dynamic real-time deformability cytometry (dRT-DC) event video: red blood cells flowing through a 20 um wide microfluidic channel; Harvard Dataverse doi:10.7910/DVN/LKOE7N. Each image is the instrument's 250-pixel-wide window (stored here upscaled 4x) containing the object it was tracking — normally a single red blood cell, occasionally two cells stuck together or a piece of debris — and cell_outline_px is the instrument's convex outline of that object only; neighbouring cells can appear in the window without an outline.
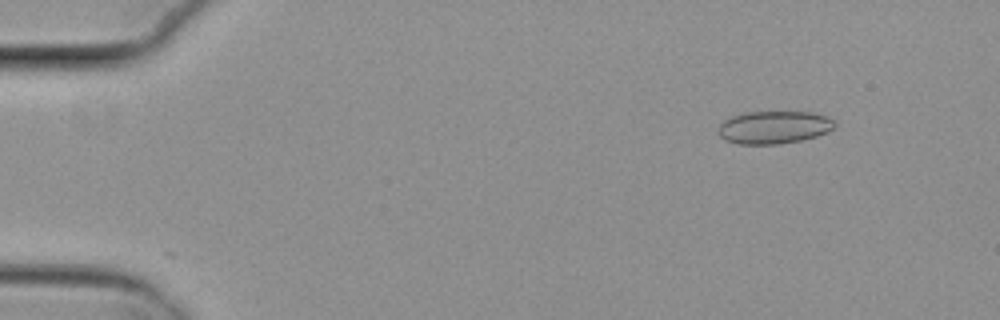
{"species": "common noctule bat (a hibernating species)", "species_latin": "Nyctalus noctula", "temperature_condition": "cold", "stored_images_in_passage": 55, "camera_frame_rate_fps": 3000, "um_per_image_px": 0.085, "animal": {"sex": "female", "body_mass_g": 29.2, "forearm_length_mm": 56.3}, "frame": {"image": 1, "passage_image": 7, "time_ms": 2.0, "image_size_px": [1000, 320], "cell_outline_px": [[836, 128], [828, 132], [816, 136], [800, 140], [780, 144], [740, 144], [724, 140], [716, 132], [716, 128], [724, 120], [732, 116], [744, 112], [812, 112], [828, 116], [836, 120]], "centroid_in_image_um": [65.79, 10.82], "position_along_channel_um": 19.2, "area_um2": 22.6}}
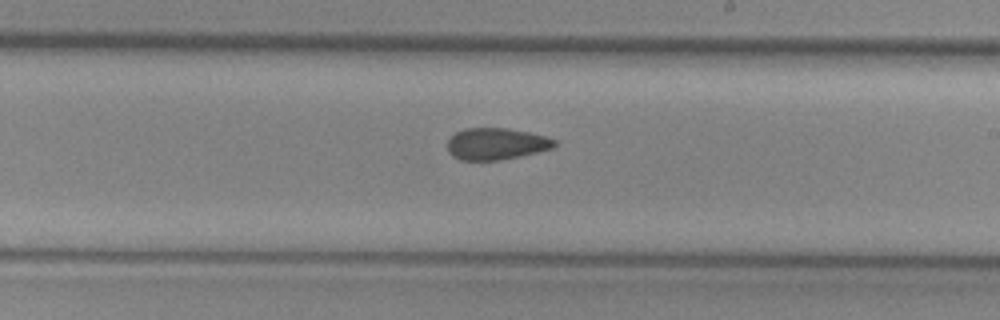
{"frame": {"image": 2, "passage_image": 33, "time_ms": 10.667, "image_size_px": [1000, 320], "cell_outline_px": [[556, 144], [552, 148], [520, 156], [500, 160], [460, 160], [452, 156], [448, 152], [448, 140], [456, 132], [464, 128], [508, 128], [528, 132], [544, 136], [556, 140]], "centroid_in_image_um": [42.15, 12.22], "position_along_channel_um": 246.9, "area_um2": 19.71}}
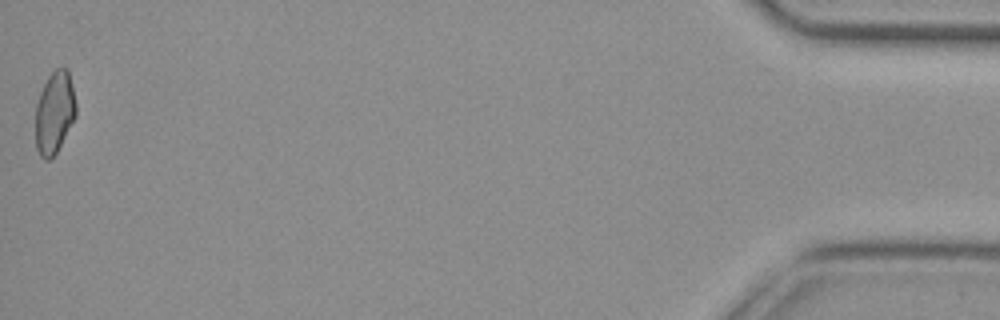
{"frame": {"image": 3, "passage_image": 55, "time_ms": 18.0, "image_size_px": [1000, 320], "cell_outline_px": [[76, 116], [56, 152], [48, 160], [44, 160], [40, 156], [36, 148], [36, 104], [40, 92], [48, 76], [56, 68], [68, 68], [72, 84], [76, 104]], "centroid_in_image_um": [4.63, 9.54], "position_along_channel_um": 430.6, "area_um2": 19.31}, "authors_computed_cell_mechanics": {"area_um2": 20.6346, "velocity_mm_per_s": 3.825, "shape_relaxation_time_tau1_ms": null, "shape_relaxation_time_tau2_ms": 5.6427, "deformation_change_tau1": null, "deformation_change_tau2": 0.1071}}